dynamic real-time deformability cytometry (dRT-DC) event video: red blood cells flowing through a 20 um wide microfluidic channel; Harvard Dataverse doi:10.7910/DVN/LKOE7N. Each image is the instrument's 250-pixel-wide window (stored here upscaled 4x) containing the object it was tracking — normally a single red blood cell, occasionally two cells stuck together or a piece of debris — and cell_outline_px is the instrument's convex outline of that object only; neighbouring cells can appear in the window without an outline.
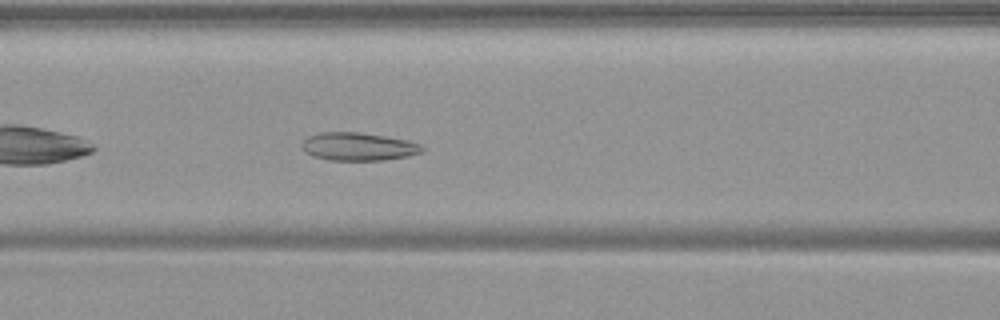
{"species": "common noctule bat (a hibernating species)", "species_latin": "Nyctalus noctula", "temperature_condition": "warm", "stored_images_in_passage": 40, "camera_frame_rate_fps": 3000, "um_per_image_px": 0.085, "animal": {"sex": "female", "body_mass_g": 19.9}, "frame": {"image": 1, "passage_image": 8, "time_ms": 2.333, "image_size_px": [1000, 320], "cell_outline_px": [[424, 148], [420, 152], [408, 156], [384, 160], [328, 160], [312, 156], [304, 152], [300, 148], [300, 144], [308, 136], [320, 132], [360, 132], [408, 140], [420, 144]], "centroid_in_image_um": [30.4, 12.46], "position_along_channel_um": 136.2, "area_um2": 19.77}}
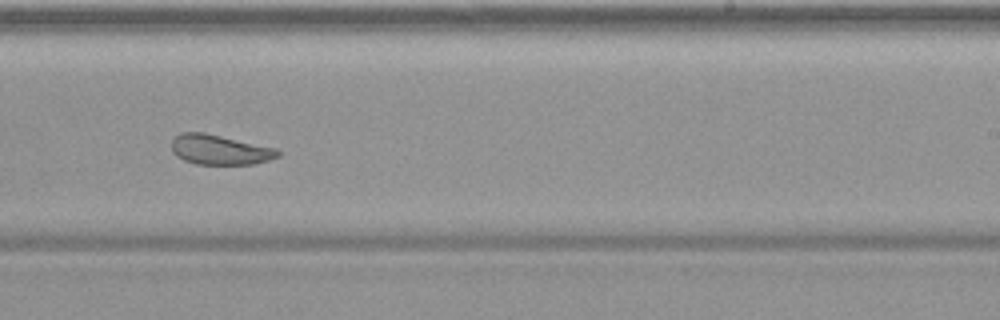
{"frame": {"image": 2, "passage_image": 19, "time_ms": 6.0, "image_size_px": [1000, 320], "cell_outline_px": [[280, 156], [268, 160], [252, 164], [196, 164], [184, 160], [176, 156], [172, 152], [172, 140], [180, 132], [204, 132], [276, 148], [280, 152]], "centroid_in_image_um": [18.66, 12.72], "position_along_channel_um": 270.3, "area_um2": 18.5}}
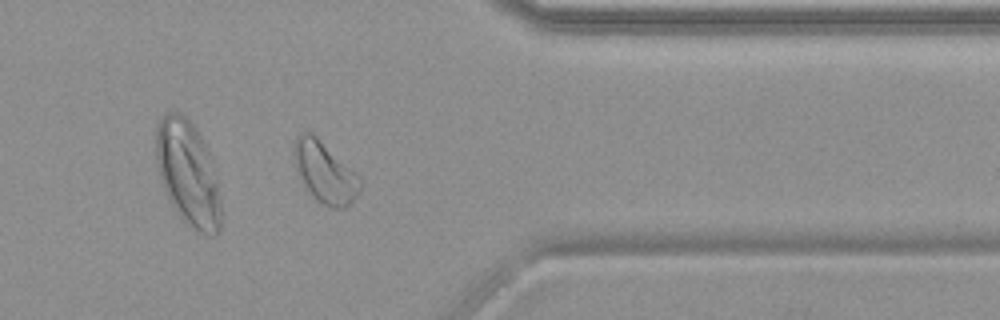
{"frame": {"image": 3, "passage_image": 29, "time_ms": 9.333, "image_size_px": [1000, 320], "cell_outline_px": [[360, 192], [352, 204], [344, 208], [332, 208], [316, 200], [312, 196], [300, 180], [296, 168], [292, 152], [292, 148], [296, 136], [300, 132], [312, 132], [356, 172], [360, 176]], "centroid_in_image_um": [27.6, 14.64], "position_along_channel_um": 383.8, "area_um2": 23.87}}